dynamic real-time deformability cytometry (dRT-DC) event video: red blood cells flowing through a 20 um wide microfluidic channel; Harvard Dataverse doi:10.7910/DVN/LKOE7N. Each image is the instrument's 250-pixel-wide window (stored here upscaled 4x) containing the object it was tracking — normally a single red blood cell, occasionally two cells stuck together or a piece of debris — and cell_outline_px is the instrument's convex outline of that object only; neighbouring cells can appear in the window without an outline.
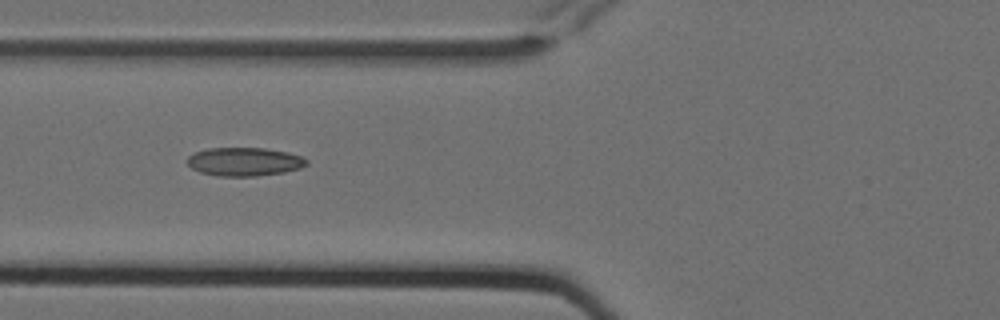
{"species": "Egyptian fruit bat (a non-hibernating species)", "species_latin": "Rousettus aegyptiacus", "temperature_condition": "cold", "stored_images_in_passage": 6, "camera_frame_rate_fps": 3000, "um_per_image_px": 0.085, "animal": {"sex": "female"}, "frame": {"image": 1, "passage_image": 3, "time_ms": 0.667, "image_size_px": [1000, 320], "cell_outline_px": [[308, 164], [300, 168], [284, 172], [256, 176], [216, 176], [200, 172], [192, 168], [188, 164], [188, 156], [196, 152], [208, 148], [264, 148], [288, 152], [300, 156], [308, 160]], "centroid_in_image_um": [20.78, 13.74], "position_along_channel_um": 105.0, "area_um2": 19.77}}
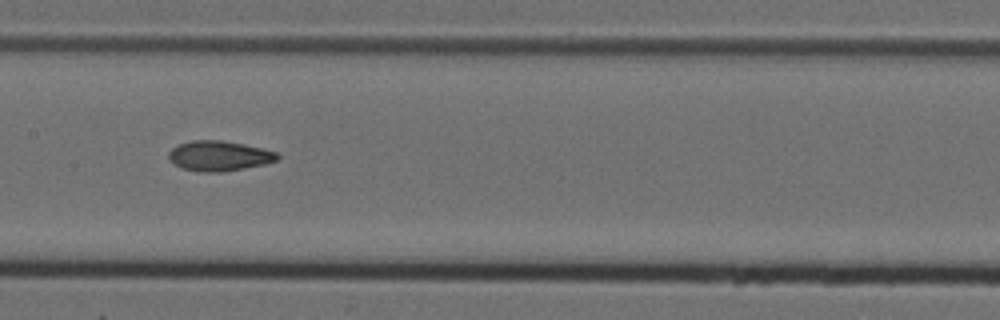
{"frame": {"image": 2, "passage_image": 5, "time_ms": 1.333, "image_size_px": [1000, 320], "cell_outline_px": [[280, 156], [276, 160], [264, 164], [244, 168], [220, 172], [200, 172], [180, 168], [168, 156], [168, 152], [172, 148], [180, 144], [192, 140], [220, 140], [244, 144], [276, 152]], "centroid_in_image_um": [18.61, 13.25], "position_along_channel_um": 188.8, "area_um2": 18.84}}
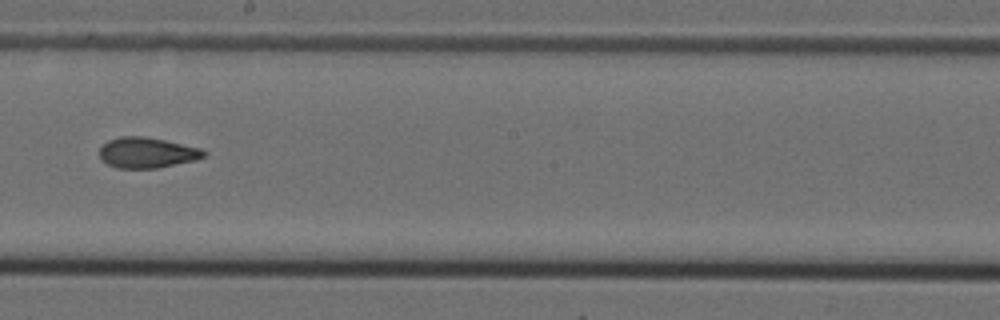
{"frame": {"image": 3, "passage_image": 6, "time_ms": 1.667, "image_size_px": [1000, 320], "cell_outline_px": [[208, 152], [204, 156], [196, 160], [156, 168], [116, 168], [100, 160], [100, 148], [108, 140], [120, 136], [144, 136], [164, 140], [200, 148]], "centroid_in_image_um": [12.48, 12.98], "position_along_channel_um": 235.7, "area_um2": 18.55}}